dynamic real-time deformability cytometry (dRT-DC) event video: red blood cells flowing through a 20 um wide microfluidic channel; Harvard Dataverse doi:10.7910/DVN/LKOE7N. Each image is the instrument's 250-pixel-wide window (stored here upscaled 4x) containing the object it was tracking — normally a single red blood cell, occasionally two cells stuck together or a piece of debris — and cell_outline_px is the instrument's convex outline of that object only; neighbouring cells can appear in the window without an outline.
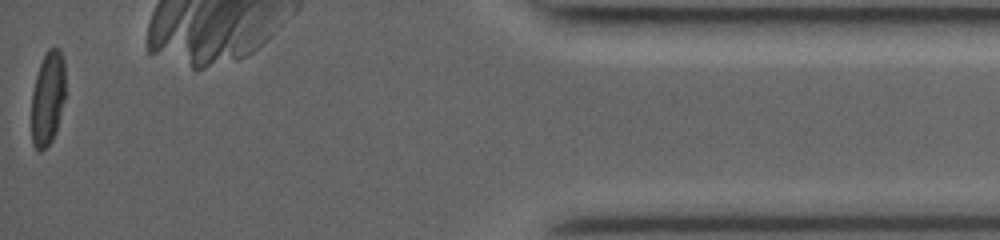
{"species": "common noctule bat (a hibernating species)", "species_latin": "Nyctalus noctula", "temperature_condition": "room temperature", "stored_images_in_passage": 38, "camera_frame_rate_fps": 3500, "um_per_image_px": 0.085, "animal": {"sex": "female", "body_mass_g": 19.0, "forearm_length_mm": 53.3}, "frame": {"image": 1, "passage_image": 38, "time_ms": 10.571, "image_size_px": [1000, 240], "cell_outline_px": [[64, 100], [56, 132], [52, 140], [40, 152], [32, 144], [32, 92], [36, 76], [44, 52], [48, 48], [60, 48], [64, 60]], "centroid_in_image_um": [4.06, 8.32], "position_along_channel_um": 431.1, "area_um2": 18.55}, "authors_computed_cell_mechanics": {"area_um2": 20.4901, "velocity_mm_per_s": 4.0688, "shape_relaxation_time_tau1_ms": 3.2192, "shape_relaxation_time_tau2_ms": 1.1028, "deformation_change_tau1": 0.1277, "deformation_change_tau2": 0.0529}}